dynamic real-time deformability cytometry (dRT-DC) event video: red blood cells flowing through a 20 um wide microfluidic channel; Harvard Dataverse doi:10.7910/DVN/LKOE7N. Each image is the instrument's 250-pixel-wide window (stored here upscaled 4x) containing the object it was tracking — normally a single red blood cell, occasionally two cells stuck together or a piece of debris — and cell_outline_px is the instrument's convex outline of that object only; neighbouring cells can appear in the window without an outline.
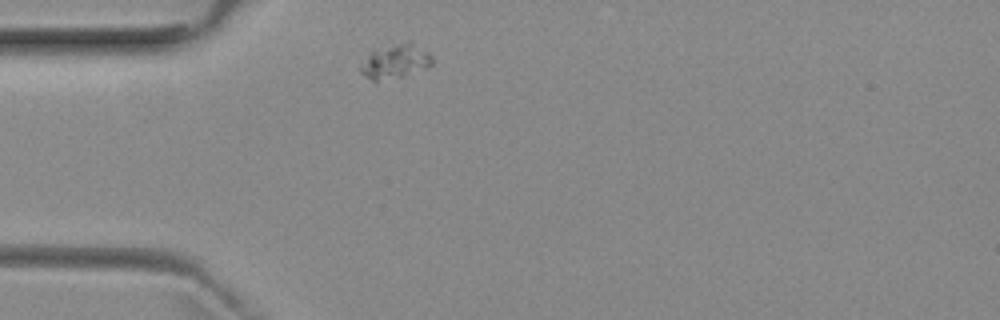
{"species": "common noctule bat (a hibernating species)", "species_latin": "Nyctalus noctula", "temperature_condition": "room temperature", "stored_images_in_passage": 3, "camera_frame_rate_fps": 3000, "um_per_image_px": 0.085, "animal": {"sex": "female", "body_mass_g": 29.2, "forearm_length_mm": 56.3}, "frame": {"image": 1, "passage_image": 3, "time_ms": 2.333, "image_size_px": [1000, 320], "cell_outline_px": [[432, 64], [428, 68], [376, 84], [364, 76], [360, 72], [360, 68], [368, 56], [372, 52], [408, 40], [412, 40], [428, 52], [432, 56]], "centroid_in_image_um": [33.64, 5.26], "position_along_channel_um": 51.4, "area_um2": 14.39}}